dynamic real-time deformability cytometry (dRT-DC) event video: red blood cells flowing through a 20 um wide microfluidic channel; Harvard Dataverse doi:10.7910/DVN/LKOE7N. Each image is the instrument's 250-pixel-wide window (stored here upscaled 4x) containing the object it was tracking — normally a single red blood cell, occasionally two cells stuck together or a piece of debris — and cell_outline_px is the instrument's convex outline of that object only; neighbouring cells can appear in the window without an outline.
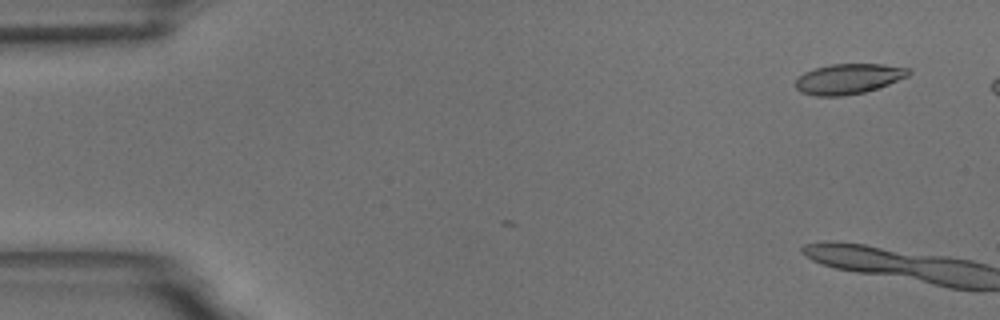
{"species": "common noctule bat (a hibernating species)", "species_latin": "Nyctalus noctula", "temperature_condition": "room temperature", "stored_images_in_passage": 4, "camera_frame_rate_fps": 3000, "um_per_image_px": 0.085, "animal": {"sex": "male", "body_mass_g": 18.8}, "frame": {"image": 1, "passage_image": 4, "time_ms": 1.0, "image_size_px": [1000, 320], "cell_outline_px": [[912, 72], [908, 76], [880, 88], [864, 92], [844, 96], [816, 96], [800, 92], [796, 88], [796, 80], [804, 72], [816, 68], [832, 64], [884, 64], [908, 68]], "centroid_in_image_um": [72.14, 6.71], "position_along_channel_um": 12.9, "area_um2": 20.0}}